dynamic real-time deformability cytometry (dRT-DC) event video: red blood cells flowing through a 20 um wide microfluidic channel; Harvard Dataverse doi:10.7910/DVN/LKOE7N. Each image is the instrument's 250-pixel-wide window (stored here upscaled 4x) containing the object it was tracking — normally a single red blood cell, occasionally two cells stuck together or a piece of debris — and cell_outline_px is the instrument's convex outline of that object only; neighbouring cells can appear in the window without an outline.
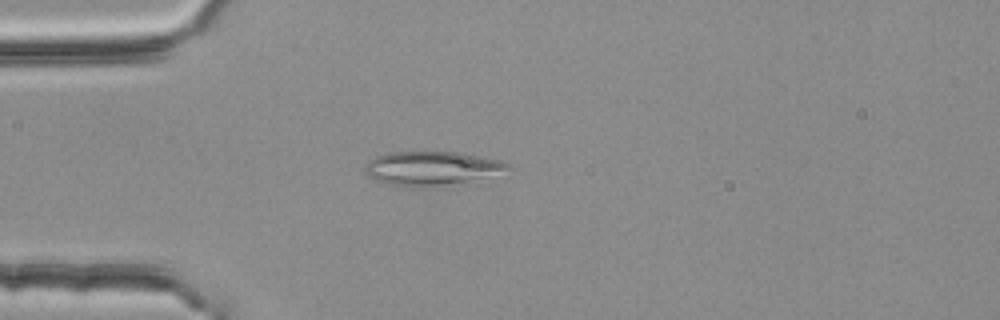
{"species": "common noctule bat (a hibernating species)", "species_latin": "Nyctalus noctula", "temperature_condition": "room temperature", "stored_images_in_passage": 37, "camera_frame_rate_fps": 3000, "um_per_image_px": 0.085, "animal": {"sex": "female", "body_mass_g": 25.1}, "frame": {"image": 1, "passage_image": 7, "time_ms": 2.0, "image_size_px": [1000, 320], "cell_outline_px": [[516, 168], [440, 188], [412, 188], [388, 184], [376, 180], [368, 176], [364, 172], [364, 164], [368, 160], [376, 156], [388, 152], [472, 152], [500, 160], [512, 164]], "centroid_in_image_um": [36.72, 14.31], "position_along_channel_um": 48.3, "area_um2": 29.3}}
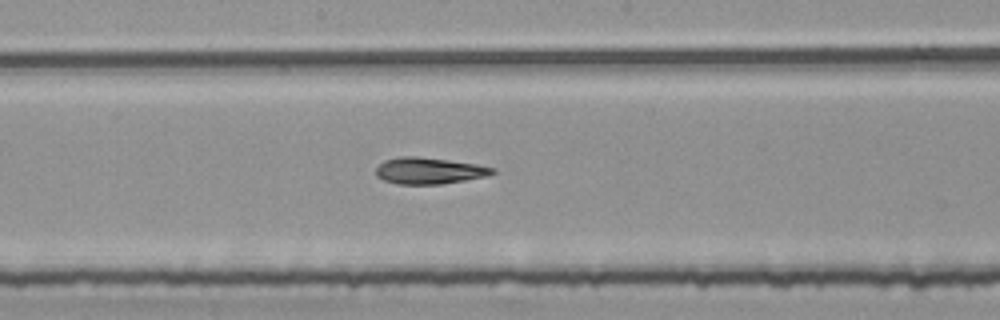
{"frame": {"image": 2, "passage_image": 21, "time_ms": 6.667, "image_size_px": [1000, 320], "cell_outline_px": [[496, 172], [488, 176], [440, 184], [400, 184], [384, 180], [376, 176], [376, 168], [384, 160], [400, 156], [416, 156], [448, 160], [476, 164], [496, 168]], "centroid_in_image_um": [36.48, 14.51], "position_along_channel_um": 211.7, "area_um2": 17.92}}
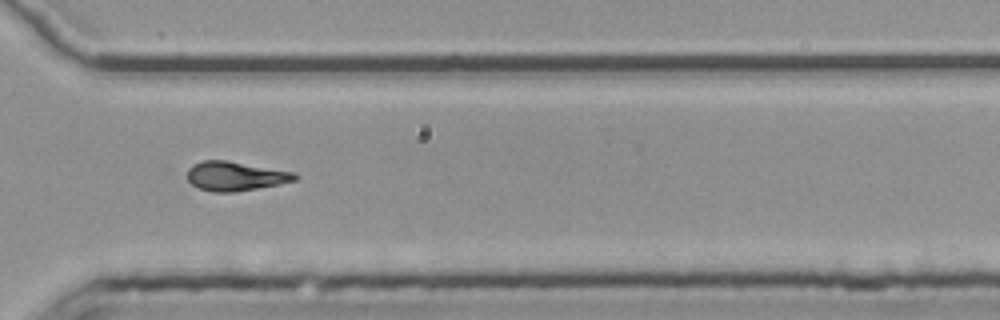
{"frame": {"image": 3, "passage_image": 32, "time_ms": 10.333, "image_size_px": [1000, 320], "cell_outline_px": [[300, 176], [296, 180], [280, 184], [236, 192], [212, 192], [200, 188], [192, 184], [188, 180], [188, 168], [192, 164], [200, 160], [228, 160], [296, 172]], "centroid_in_image_um": [20.04, 14.96], "position_along_channel_um": 350.6, "area_um2": 18.61}}